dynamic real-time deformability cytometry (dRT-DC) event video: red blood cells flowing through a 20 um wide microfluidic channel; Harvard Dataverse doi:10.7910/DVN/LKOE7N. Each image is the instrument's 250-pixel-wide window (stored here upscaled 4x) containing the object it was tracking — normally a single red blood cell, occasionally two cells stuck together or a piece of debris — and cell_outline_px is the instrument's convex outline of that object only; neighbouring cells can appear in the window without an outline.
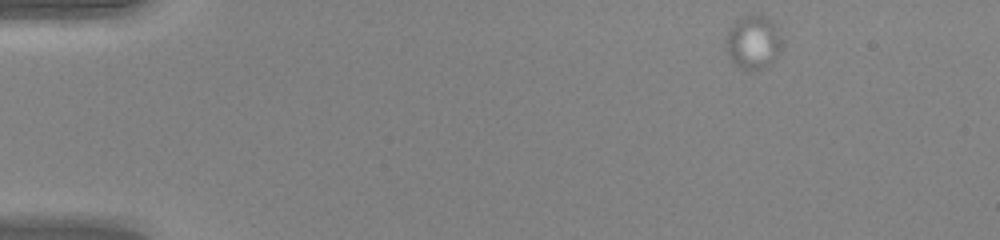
{"species": "human", "species_latin": "Homo sapiens", "temperature_condition": "warm", "stored_images_in_passage": 15, "camera_frame_rate_fps": 3000, "um_per_image_px": 0.085, "donor": {"sex": "female"}, "frame": {"image": 1, "passage_image": 1, "time_ms": 0.0, "image_size_px": [1000, 240], "cell_outline_px": [[780, 48], [776, 56], [764, 68], [748, 72], [740, 68], [732, 60], [724, 44], [728, 32], [732, 24], [748, 12], [764, 16], [772, 20], [780, 36]], "centroid_in_image_um": [63.99, 3.57], "position_along_channel_um": 21.0, "area_um2": 17.46}}